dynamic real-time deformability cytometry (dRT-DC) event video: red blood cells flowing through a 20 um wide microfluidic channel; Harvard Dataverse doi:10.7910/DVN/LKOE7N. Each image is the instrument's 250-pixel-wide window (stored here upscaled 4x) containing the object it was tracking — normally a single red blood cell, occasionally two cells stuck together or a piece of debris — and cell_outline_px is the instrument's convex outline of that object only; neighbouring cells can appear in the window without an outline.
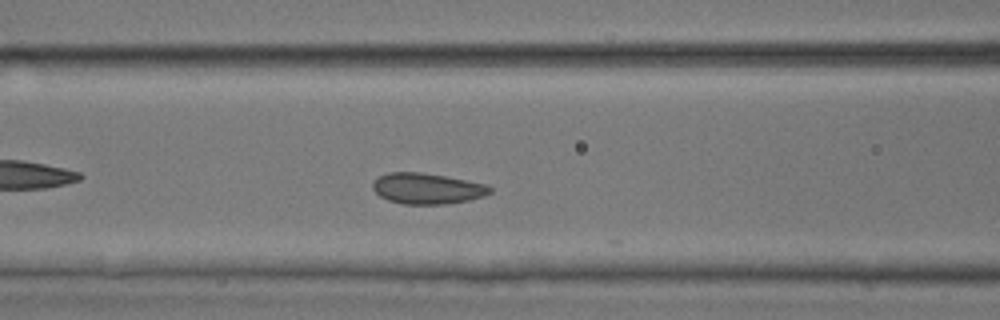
{"species": "common noctule bat (a hibernating species)", "species_latin": "Nyctalus noctula", "temperature_condition": "room temperature", "stored_images_in_passage": 24, "camera_frame_rate_fps": 3000, "um_per_image_px": 0.085, "animal": {"sex": "male", "body_mass_g": 17.9, "forearm_length_mm": 54.2}, "frame": {"image": 1, "passage_image": 14, "time_ms": 4.333, "image_size_px": [1000, 320], "cell_outline_px": [[492, 192], [484, 196], [468, 200], [448, 204], [400, 204], [388, 200], [380, 196], [372, 188], [372, 184], [380, 176], [388, 172], [424, 172], [484, 184], [492, 188]], "centroid_in_image_um": [36.29, 16.03], "position_along_channel_um": 130.3, "area_um2": 20.98}}
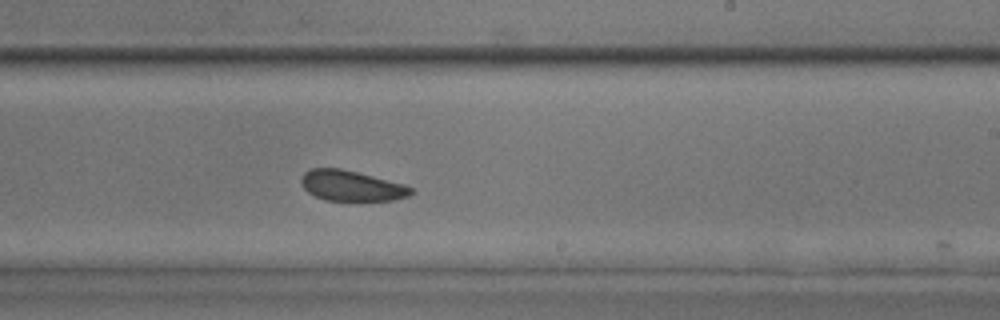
{"frame": {"image": 2, "passage_image": 23, "time_ms": 7.333, "image_size_px": [1000, 320], "cell_outline_px": [[416, 192], [408, 196], [396, 200], [356, 204], [352, 204], [324, 200], [308, 192], [304, 188], [300, 180], [304, 172], [312, 168], [340, 168], [404, 184], [412, 188]], "centroid_in_image_um": [29.91, 15.86], "position_along_channel_um": 259.1, "area_um2": 20.46}}